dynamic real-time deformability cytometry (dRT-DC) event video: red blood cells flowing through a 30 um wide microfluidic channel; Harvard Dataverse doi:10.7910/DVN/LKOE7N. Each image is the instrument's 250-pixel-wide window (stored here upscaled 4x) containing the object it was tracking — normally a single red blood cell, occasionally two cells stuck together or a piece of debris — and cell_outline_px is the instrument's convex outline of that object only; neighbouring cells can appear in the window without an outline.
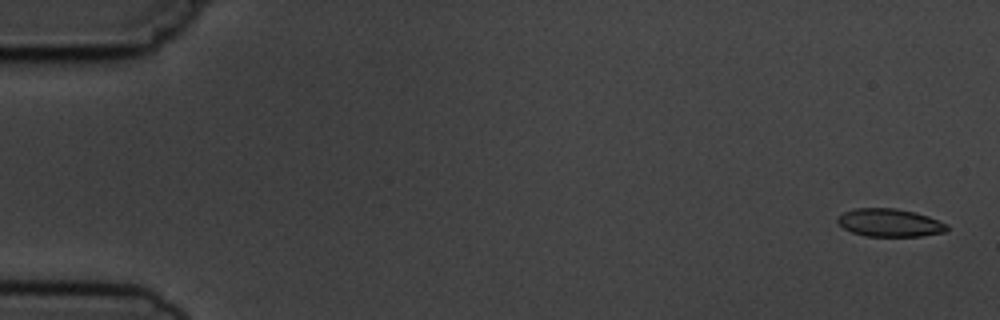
{"species": "common noctule bat (a hibernating species)", "species_latin": "Nyctalus noctula", "temperature_condition": "cold", "stored_images_in_passage": 7, "camera_frame_rate_fps": 3000, "um_per_image_px": 0.085, "animal": {"sex": "male", "body_mass_g": 19.5, "forearm_length_mm": 54.6}, "frame": {"image": 1, "passage_image": 1, "time_ms": 0.0, "image_size_px": [1000, 320], "cell_outline_px": [[948, 228], [944, 232], [920, 236], [864, 236], [852, 232], [844, 228], [836, 220], [836, 216], [844, 212], [856, 208], [896, 208], [916, 212], [928, 216], [948, 224]], "centroid_in_image_um": [75.61, 18.92], "position_along_channel_um": 9.4, "area_um2": 17.86}}
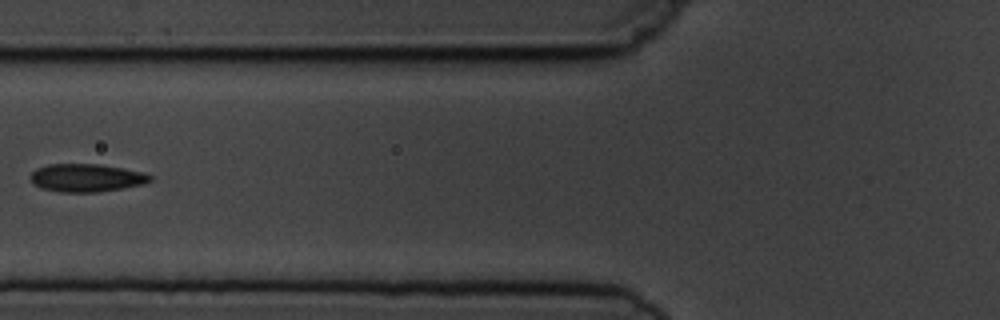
{"frame": {"image": 2, "passage_image": 6, "time_ms": 6.667, "image_size_px": [1000, 320], "cell_outline_px": [[152, 180], [144, 184], [124, 188], [96, 192], [60, 192], [40, 188], [32, 184], [32, 172], [36, 168], [48, 164], [100, 164], [144, 172], [152, 176]], "centroid_in_image_um": [7.35, 15.11], "position_along_channel_um": 118.4, "area_um2": 19.59}}
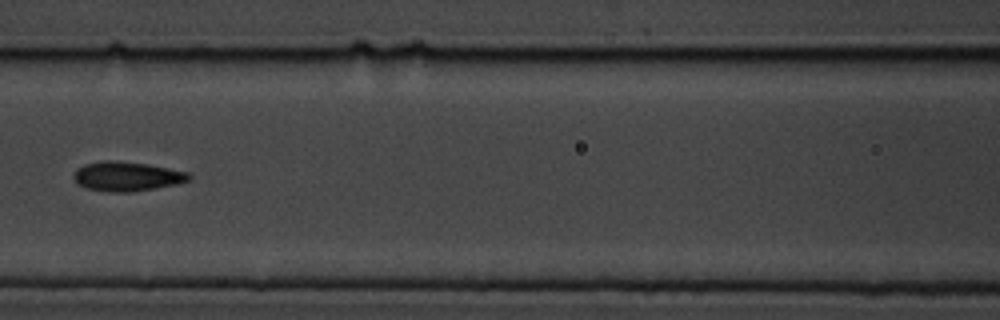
{"frame": {"image": 3, "passage_image": 7, "time_ms": 7.667, "image_size_px": [1000, 320], "cell_outline_px": [[192, 176], [188, 180], [176, 184], [156, 188], [132, 192], [108, 192], [88, 188], [76, 184], [72, 180], [72, 176], [76, 168], [84, 164], [104, 160], [112, 160], [148, 164], [188, 172]], "centroid_in_image_um": [10.73, 14.99], "position_along_channel_um": 155.9, "area_um2": 19.94}}